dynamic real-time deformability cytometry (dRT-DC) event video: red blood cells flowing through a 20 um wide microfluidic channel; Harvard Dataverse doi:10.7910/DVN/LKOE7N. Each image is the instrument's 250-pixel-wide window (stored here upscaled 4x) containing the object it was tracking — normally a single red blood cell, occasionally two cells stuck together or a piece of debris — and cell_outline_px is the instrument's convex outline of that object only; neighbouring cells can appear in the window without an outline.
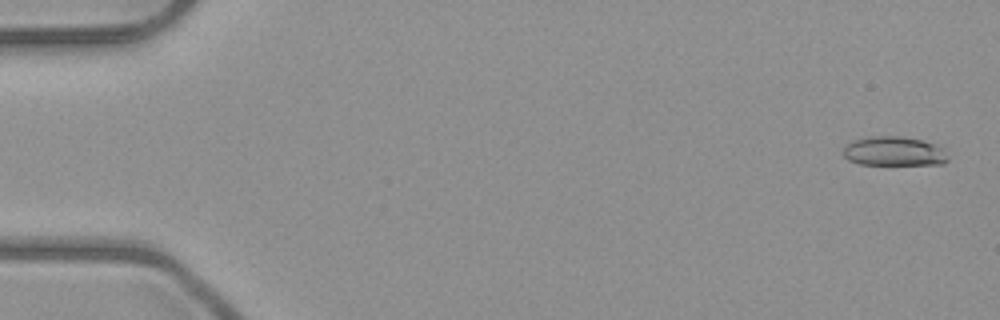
{"species": "common noctule bat (a hibernating species)", "species_latin": "Nyctalus noctula", "temperature_condition": "room temperature", "stored_images_in_passage": 5, "camera_frame_rate_fps": 3000, "um_per_image_px": 0.085, "animal": {"sex": "male", "body_mass_g": 23.1, "forearm_length_mm": 52.7}, "frame": {"image": 1, "passage_image": 1, "time_ms": 0.0, "image_size_px": [1000, 320], "cell_outline_px": [[948, 160], [944, 164], [860, 164], [848, 160], [844, 156], [844, 148], [852, 140], [868, 136], [900, 136], [924, 140], [936, 144], [944, 148]], "centroid_in_image_um": [76.01, 12.85], "position_along_channel_um": 9.0, "area_um2": 17.98}}
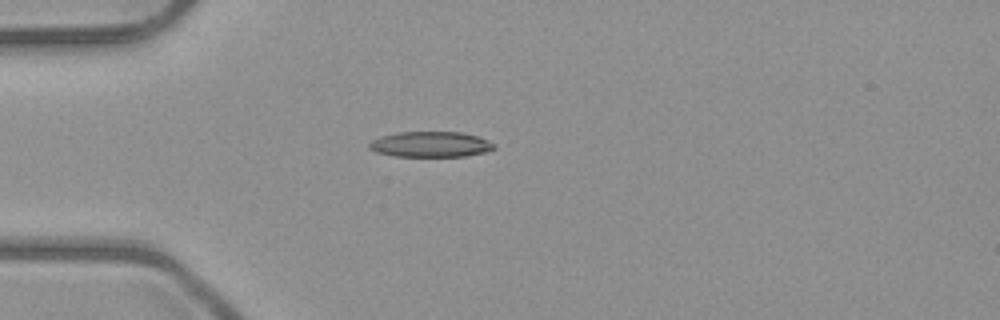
{"frame": {"image": 2, "passage_image": 4, "time_ms": 4.333, "image_size_px": [1000, 320], "cell_outline_px": [[496, 148], [484, 152], [464, 156], [392, 156], [376, 152], [368, 148], [368, 144], [372, 140], [380, 136], [396, 132], [460, 132], [480, 136], [496, 144]], "centroid_in_image_um": [36.59, 12.26], "position_along_channel_um": 48.4, "area_um2": 18.73}}